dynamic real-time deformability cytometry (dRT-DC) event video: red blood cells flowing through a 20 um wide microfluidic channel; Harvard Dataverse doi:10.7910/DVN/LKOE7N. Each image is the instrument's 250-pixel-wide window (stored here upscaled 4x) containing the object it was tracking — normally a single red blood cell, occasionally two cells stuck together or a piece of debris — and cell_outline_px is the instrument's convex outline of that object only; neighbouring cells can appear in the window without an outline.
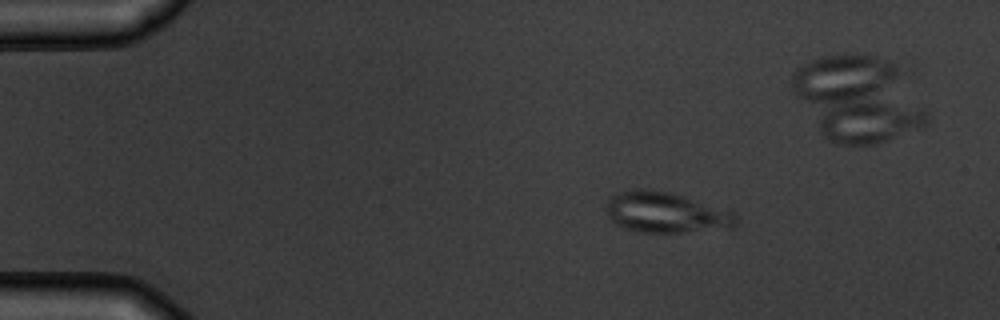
{"species": "common noctule bat (a hibernating species)", "species_latin": "Nyctalus noctula", "temperature_condition": "warm", "stored_images_in_passage": 5, "camera_frame_rate_fps": 3000, "um_per_image_px": 0.085, "animal": {"sex": "male", "body_mass_g": 19.5, "forearm_length_mm": 54.6}, "frame": {"image": 1, "passage_image": 2, "time_ms": 2.0, "image_size_px": [1000, 320], "cell_outline_px": [[736, 224], [732, 228], [680, 232], [640, 232], [624, 228], [616, 224], [608, 216], [608, 200], [612, 196], [620, 192], [636, 188], [644, 188], [668, 192], [736, 212]], "centroid_in_image_um": [56.61, 18.07], "position_along_channel_um": 28.4, "area_um2": 30.4}}